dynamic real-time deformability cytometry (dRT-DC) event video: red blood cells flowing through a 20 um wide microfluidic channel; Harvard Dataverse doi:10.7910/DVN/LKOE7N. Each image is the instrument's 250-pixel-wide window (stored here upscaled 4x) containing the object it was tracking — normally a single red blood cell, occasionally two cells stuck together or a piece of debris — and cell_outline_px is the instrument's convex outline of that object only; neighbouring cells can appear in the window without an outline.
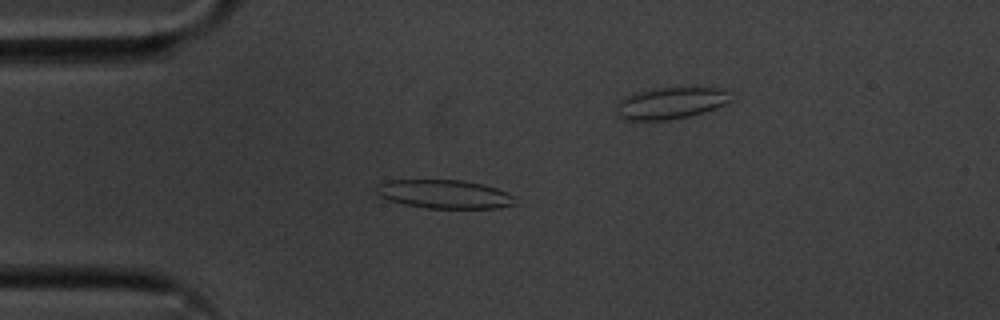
{"species": "common noctule bat (a hibernating species)", "species_latin": "Nyctalus noctula", "temperature_condition": "cold", "stored_images_in_passage": 48, "camera_frame_rate_fps": 3000, "um_per_image_px": 0.085, "animal": {"sex": "male", "body_mass_g": 20.1, "forearm_length_mm": 53.5}, "frame": {"image": 1, "passage_image": 13, "time_ms": 4.0, "image_size_px": [1000, 320], "cell_outline_px": [[516, 204], [500, 208], [428, 208], [404, 204], [388, 200], [380, 196], [376, 192], [380, 184], [384, 180], [464, 180], [484, 184], [508, 192], [512, 196]], "centroid_in_image_um": [37.79, 16.5], "position_along_channel_um": 47.2, "area_um2": 23.12}}
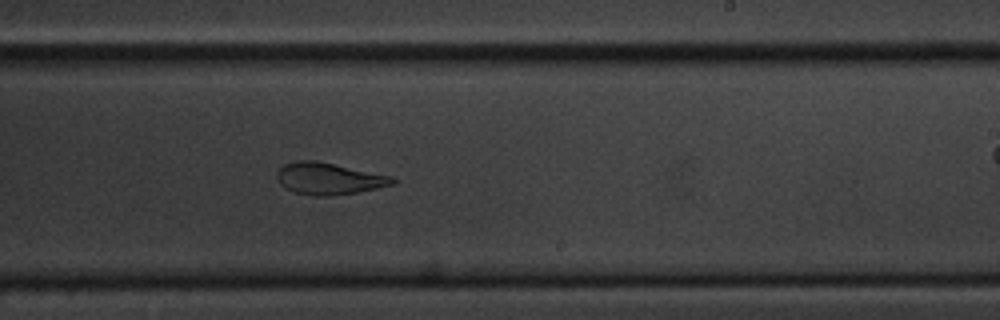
{"frame": {"image": 2, "passage_image": 32, "time_ms": 10.333, "image_size_px": [1000, 320], "cell_outline_px": [[396, 184], [356, 192], [328, 196], [316, 196], [296, 192], [284, 188], [280, 184], [276, 176], [280, 168], [284, 164], [296, 160], [316, 160], [392, 176], [396, 180]], "centroid_in_image_um": [27.94, 15.17], "position_along_channel_um": 261.1, "area_um2": 21.33}}
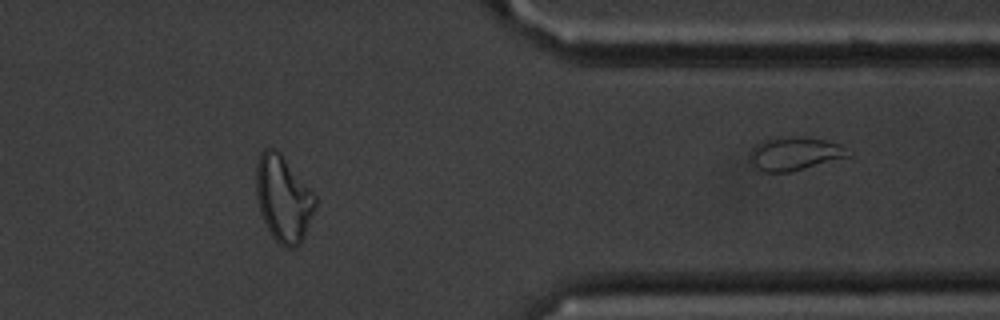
{"frame": {"image": 3, "passage_image": 44, "time_ms": 14.333, "image_size_px": [1000, 320], "cell_outline_px": [[316, 204], [312, 216], [304, 236], [300, 244], [292, 248], [284, 248], [272, 236], [260, 212], [256, 196], [256, 164], [260, 152], [264, 148], [276, 148], [280, 152], [316, 196]], "centroid_in_image_um": [24.06, 16.87], "position_along_channel_um": 387.3, "area_um2": 29.59}, "authors_computed_cell_mechanics": {"area_um2": 23.0044, "velocity_mm_per_s": 3.5927, "shape_relaxation_time_tau1_ms": 4.0282, "shape_relaxation_time_tau2_ms": 1.7147, "deformation_change_tau1": 0.1695, "deformation_change_tau2": 0.1044}}